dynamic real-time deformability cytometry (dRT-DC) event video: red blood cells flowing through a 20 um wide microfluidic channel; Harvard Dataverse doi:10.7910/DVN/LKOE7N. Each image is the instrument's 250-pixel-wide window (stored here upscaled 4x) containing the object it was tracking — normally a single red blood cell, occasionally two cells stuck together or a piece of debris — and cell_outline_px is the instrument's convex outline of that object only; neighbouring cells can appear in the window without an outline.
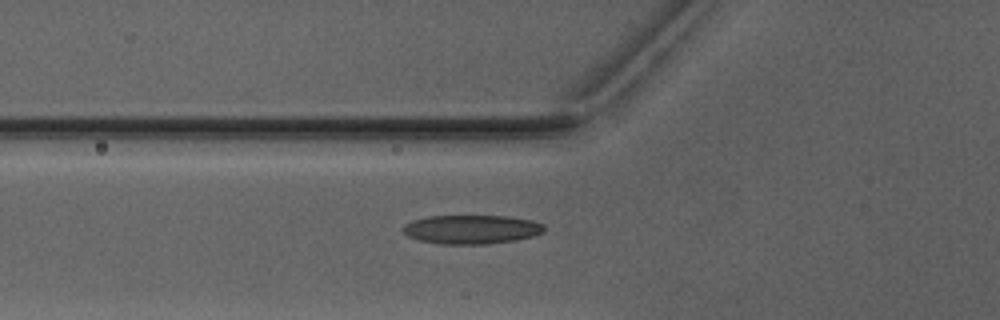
{"species": "Egyptian fruit bat (a non-hibernating species)", "species_latin": "Rousettus aegyptiacus", "temperature_condition": "warm", "stored_images_in_passage": 6, "segment_of_instrument_passage": [1, 2], "camera_frame_rate_fps": 3000, "um_per_image_px": 0.085, "animal": {"sex": "male"}, "frame": {"image": 1, "passage_image": 5, "time_ms": 5.667, "image_size_px": [1000, 320], "cell_outline_px": [[544, 232], [532, 236], [516, 240], [484, 244], [440, 244], [420, 240], [408, 236], [400, 228], [404, 224], [412, 220], [428, 216], [508, 216], [532, 220], [544, 224]], "centroid_in_image_um": [40.06, 19.49], "position_along_channel_um": 85.7, "area_um2": 23.87}}